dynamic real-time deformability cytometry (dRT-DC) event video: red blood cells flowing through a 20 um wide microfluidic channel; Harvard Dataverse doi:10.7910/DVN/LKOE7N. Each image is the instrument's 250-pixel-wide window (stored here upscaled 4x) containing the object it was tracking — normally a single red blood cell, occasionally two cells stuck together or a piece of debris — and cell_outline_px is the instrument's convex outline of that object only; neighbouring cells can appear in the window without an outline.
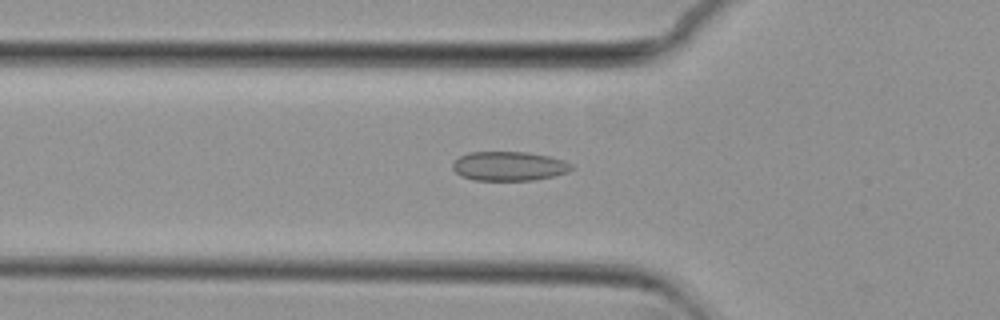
{"species": "common noctule bat (a hibernating species)", "species_latin": "Nyctalus noctula", "temperature_condition": "cold", "stored_images_in_passage": 34, "camera_frame_rate_fps": 3000, "um_per_image_px": 0.085, "animal": {"sex": "female", "body_mass_g": 29.2, "forearm_length_mm": 56.3}, "frame": {"image": 1, "passage_image": 3, "time_ms": 0.667, "image_size_px": [1000, 320], "cell_outline_px": [[572, 168], [568, 172], [552, 176], [532, 180], [476, 180], [460, 176], [452, 168], [452, 164], [460, 156], [472, 152], [528, 152], [548, 156], [564, 160], [572, 164]], "centroid_in_image_um": [43.26, 14.12], "position_along_channel_um": 82.5, "area_um2": 20.11}}
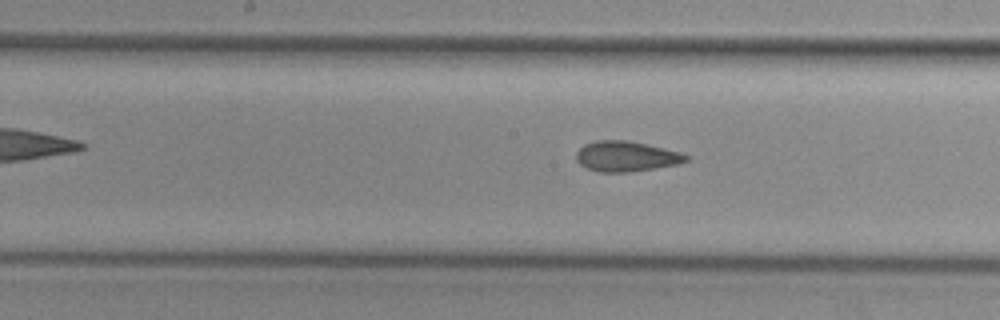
{"frame": {"image": 2, "passage_image": 12, "time_ms": 3.667, "image_size_px": [1000, 320], "cell_outline_px": [[688, 160], [676, 164], [632, 172], [596, 172], [580, 164], [576, 160], [576, 152], [584, 144], [596, 140], [628, 140], [680, 152], [688, 156]], "centroid_in_image_um": [53.18, 13.29], "position_along_channel_um": 195.0, "area_um2": 19.31}}
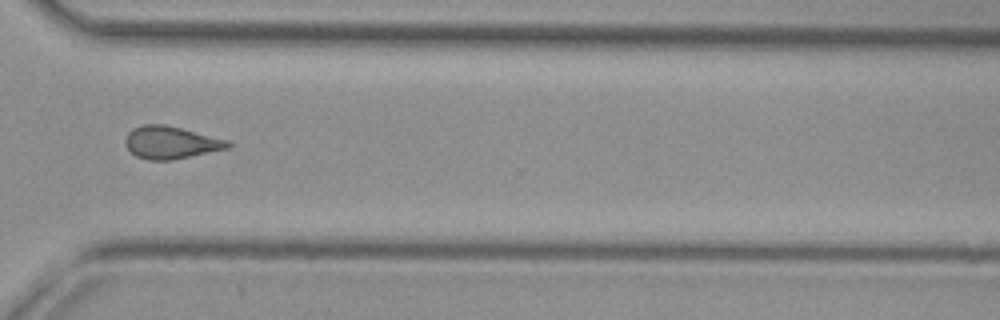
{"frame": {"image": 3, "passage_image": 25, "time_ms": 8.0, "image_size_px": [1000, 320], "cell_outline_px": [[232, 144], [228, 148], [172, 160], [148, 160], [136, 156], [124, 144], [124, 140], [128, 132], [132, 128], [144, 124], [164, 124], [228, 140]], "centroid_in_image_um": [14.48, 12.11], "position_along_channel_um": 356.1, "area_um2": 19.31}}